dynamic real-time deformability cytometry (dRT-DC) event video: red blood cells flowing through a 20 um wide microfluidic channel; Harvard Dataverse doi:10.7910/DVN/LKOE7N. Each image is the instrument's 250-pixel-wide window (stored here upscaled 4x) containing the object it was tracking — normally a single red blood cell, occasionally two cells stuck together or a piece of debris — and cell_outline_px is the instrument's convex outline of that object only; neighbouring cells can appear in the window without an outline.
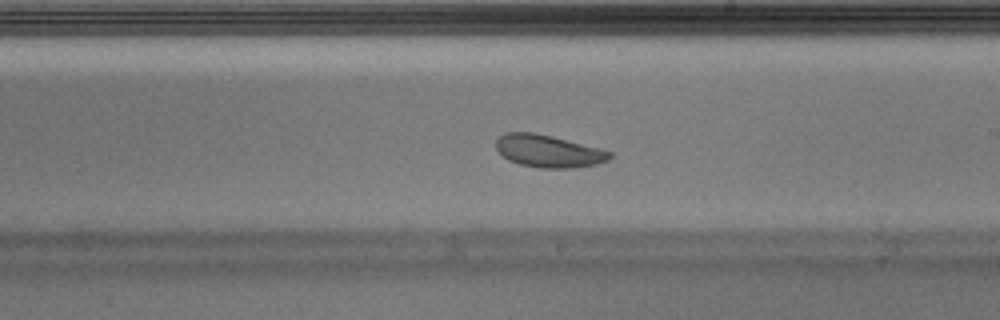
{"species": "Egyptian fruit bat (a non-hibernating species)", "species_latin": "Rousettus aegyptiacus", "temperature_condition": "warm", "stored_images_in_passage": 52, "camera_frame_rate_fps": 3000, "um_per_image_px": 0.085, "animal": {"sex": "male"}, "frame": {"image": 1, "passage_image": 30, "time_ms": 9.667, "image_size_px": [1000, 320], "cell_outline_px": [[612, 156], [608, 160], [596, 164], [572, 168], [540, 168], [520, 164], [508, 160], [496, 148], [496, 140], [504, 132], [532, 132], [552, 136], [600, 148], [612, 152]], "centroid_in_image_um": [46.62, 12.84], "position_along_channel_um": 242.4, "area_um2": 21.44}}
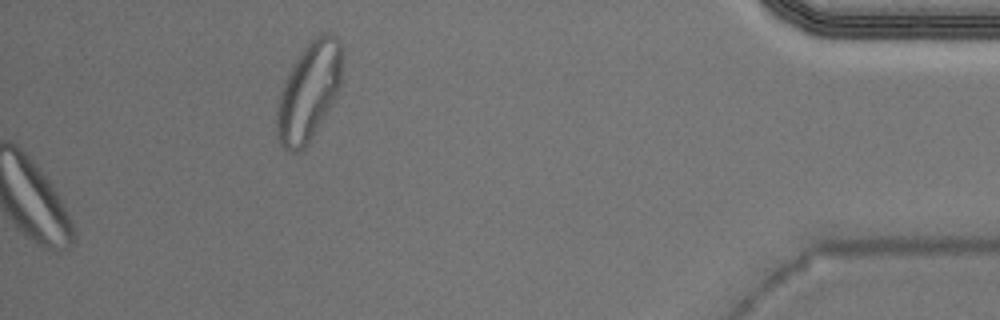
{"frame": {"image": 2, "passage_image": 52, "time_ms": 17.0, "image_size_px": [1000, 320], "cell_outline_px": [[340, 88], [332, 104], [304, 148], [300, 152], [292, 152], [284, 148], [280, 144], [276, 136], [276, 112], [280, 92], [288, 72], [304, 48], [320, 32], [328, 32], [336, 36], [340, 40]], "centroid_in_image_um": [26.22, 7.8], "position_along_channel_um": 409.0, "area_um2": 36.93}, "authors_computed_cell_mechanics": {"area_um2": 21.8195, "velocity_mm_per_s": 3.9217, "shape_relaxation_time_tau1_ms": 1.8757, "shape_relaxation_time_tau2_ms": 2.88, "deformation_change_tau1": 0.095, "deformation_change_tau2": 0.0805}}